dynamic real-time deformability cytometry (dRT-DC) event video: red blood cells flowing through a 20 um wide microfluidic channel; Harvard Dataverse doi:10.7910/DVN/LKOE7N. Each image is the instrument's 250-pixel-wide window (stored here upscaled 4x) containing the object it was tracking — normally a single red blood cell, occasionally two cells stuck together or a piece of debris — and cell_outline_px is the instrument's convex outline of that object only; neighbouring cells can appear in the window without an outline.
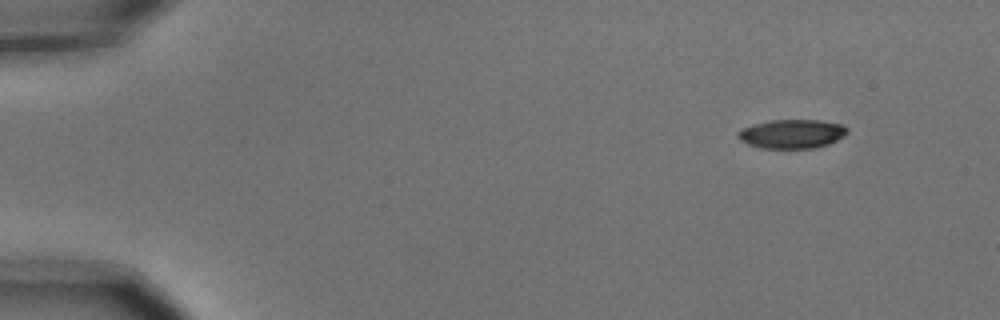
{"species": "common noctule bat (a hibernating species)", "species_latin": "Nyctalus noctula", "temperature_condition": "cold", "stored_images_in_passage": 2, "camera_frame_rate_fps": 3000, "um_per_image_px": 0.085, "animal": {"sex": "male", "body_mass_g": 15.6}, "frame": {"image": 1, "passage_image": 2, "time_ms": 0.333, "image_size_px": [1000, 320], "cell_outline_px": [[848, 132], [844, 136], [828, 144], [812, 148], [760, 148], [748, 144], [740, 140], [736, 136], [736, 132], [744, 128], [756, 124], [772, 120], [816, 120], [844, 124], [848, 128]], "centroid_in_image_um": [67.33, 11.38], "position_along_channel_um": 17.7, "area_um2": 18.38}}